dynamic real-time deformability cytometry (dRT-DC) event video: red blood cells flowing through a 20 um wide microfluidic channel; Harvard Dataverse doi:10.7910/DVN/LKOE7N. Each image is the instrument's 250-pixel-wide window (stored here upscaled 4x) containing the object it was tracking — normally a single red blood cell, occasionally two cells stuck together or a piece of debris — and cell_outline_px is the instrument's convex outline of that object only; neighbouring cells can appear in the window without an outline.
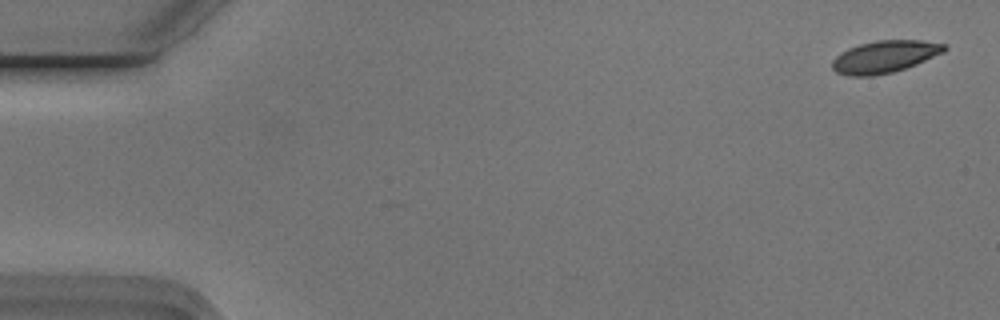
{"species": "Egyptian fruit bat (a non-hibernating species)", "species_latin": "Rousettus aegyptiacus", "temperature_condition": "cold", "stored_images_in_passage": 54, "camera_frame_rate_fps": 3000, "um_per_image_px": 0.085, "animal": {"sex": "male"}, "frame": {"image": 1, "passage_image": 1, "time_ms": 0.0, "image_size_px": [1000, 320], "cell_outline_px": [[948, 48], [944, 52], [916, 64], [892, 72], [872, 76], [848, 76], [836, 72], [832, 68], [832, 60], [840, 52], [848, 48], [860, 44], [876, 40], [920, 40], [948, 44]], "centroid_in_image_um": [75.19, 4.81], "position_along_channel_um": 9.8, "area_um2": 21.1}}
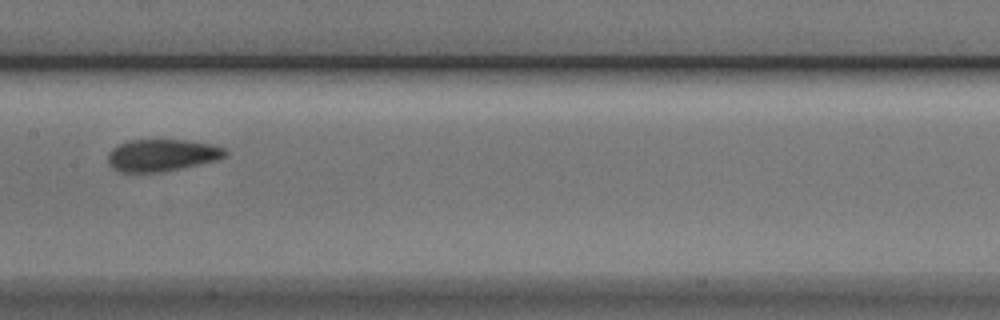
{"frame": {"image": 2, "passage_image": 27, "time_ms": 8.667, "image_size_px": [1000, 320], "cell_outline_px": [[228, 152], [224, 156], [216, 160], [200, 164], [160, 172], [120, 172], [112, 168], [108, 164], [108, 156], [112, 148], [128, 140], [184, 140], [208, 144], [224, 148]], "centroid_in_image_um": [13.72, 13.2], "position_along_channel_um": 193.7, "area_um2": 21.68}}
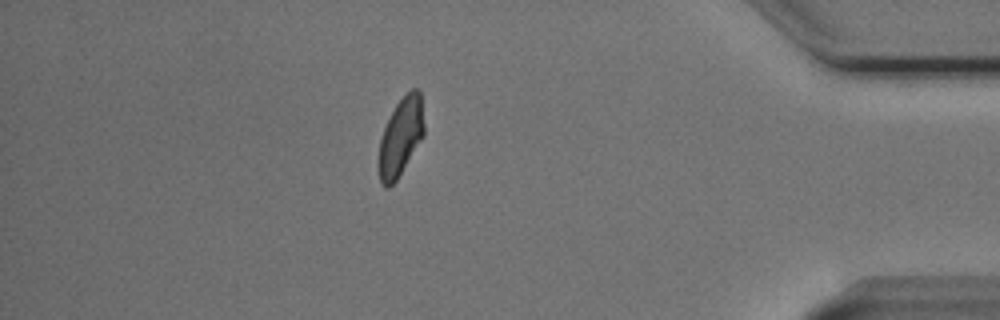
{"frame": {"image": 3, "passage_image": 47, "time_ms": 15.333, "image_size_px": [1000, 320], "cell_outline_px": [[424, 136], [396, 180], [388, 188], [384, 188], [380, 184], [376, 164], [380, 140], [384, 128], [396, 104], [412, 88], [416, 88], [420, 92], [424, 124]], "centroid_in_image_um": [34.03, 11.7], "position_along_channel_um": 401.2, "area_um2": 20.75}, "authors_computed_cell_mechanics": {"area_um2": 21.675, "velocity_mm_per_s": 3.7248, "shape_relaxation_time_tau1_ms": 3.9242, "shape_relaxation_time_tau2_ms": 1.4029, "deformation_change_tau1": 0.1304, "deformation_change_tau2": 0.0622}}